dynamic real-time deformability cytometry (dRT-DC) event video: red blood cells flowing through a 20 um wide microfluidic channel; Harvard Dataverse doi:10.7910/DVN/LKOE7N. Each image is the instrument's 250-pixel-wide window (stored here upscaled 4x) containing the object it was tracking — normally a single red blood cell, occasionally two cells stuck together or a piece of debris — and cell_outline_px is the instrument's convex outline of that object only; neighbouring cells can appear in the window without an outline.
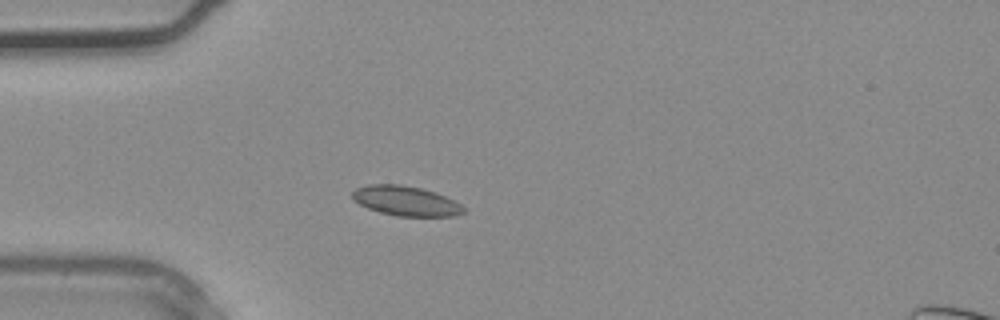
{"species": "common noctule bat (a hibernating species)", "species_latin": "Nyctalus noctula", "temperature_condition": "warm", "stored_images_in_passage": 32, "camera_frame_rate_fps": 3000, "um_per_image_px": 0.085, "animal": {"sex": "male", "body_mass_g": 20.4}, "frame": {"image": 1, "passage_image": 10, "time_ms": 3.0, "image_size_px": [1000, 320], "cell_outline_px": [[464, 212], [456, 216], [396, 216], [380, 212], [368, 208], [352, 200], [352, 192], [356, 188], [368, 184], [400, 184], [420, 188], [436, 192], [460, 204], [464, 208]], "centroid_in_image_um": [34.46, 17.07], "position_along_channel_um": 50.5, "area_um2": 19.25}}